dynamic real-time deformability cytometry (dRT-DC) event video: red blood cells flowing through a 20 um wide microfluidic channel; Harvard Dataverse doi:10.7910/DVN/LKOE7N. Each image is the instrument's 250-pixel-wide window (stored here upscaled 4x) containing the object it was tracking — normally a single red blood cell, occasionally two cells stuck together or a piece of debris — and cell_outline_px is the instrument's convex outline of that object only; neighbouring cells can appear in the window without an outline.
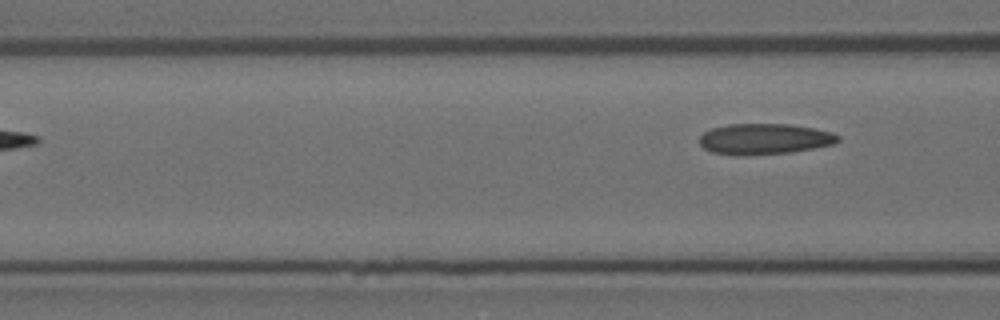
{"species": "Egyptian fruit bat (a non-hibernating species)", "species_latin": "Rousettus aegyptiacus", "temperature_condition": "room temperature", "stored_images_in_passage": 5, "segment_of_instrument_passage": [2, 2], "camera_frame_rate_fps": 3000, "um_per_image_px": 0.085, "animal": {"sex": "female"}, "frame": {"image": 1, "passage_image": 5, "time_ms": 1.333, "image_size_px": [1000, 320], "cell_outline_px": [[840, 140], [832, 144], [792, 152], [744, 156], [740, 156], [712, 152], [704, 148], [700, 144], [700, 136], [704, 132], [712, 128], [728, 124], [792, 124], [832, 132], [840, 136]], "centroid_in_image_um": [64.96, 11.81], "position_along_channel_um": 101.6, "area_um2": 24.91}}